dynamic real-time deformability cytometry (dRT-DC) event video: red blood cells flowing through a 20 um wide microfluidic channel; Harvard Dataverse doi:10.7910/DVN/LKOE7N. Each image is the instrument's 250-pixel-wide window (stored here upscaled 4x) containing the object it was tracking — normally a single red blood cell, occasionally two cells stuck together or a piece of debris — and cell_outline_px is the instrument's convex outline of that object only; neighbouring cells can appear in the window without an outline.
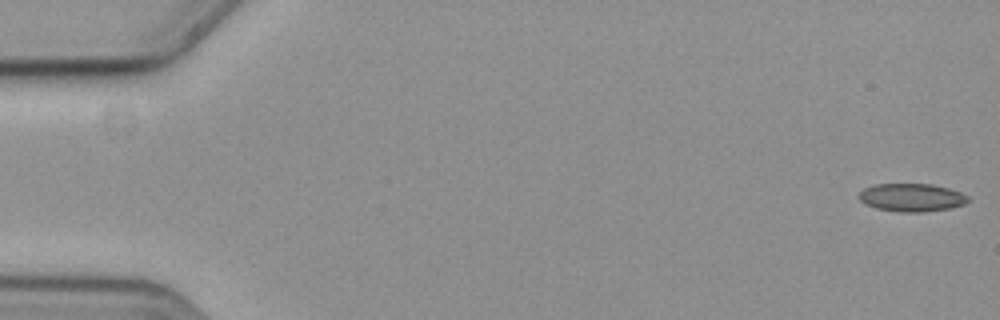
{"species": "common noctule bat (a hibernating species)", "species_latin": "Nyctalus noctula", "temperature_condition": "cold", "stored_images_in_passage": 58, "camera_frame_rate_fps": 3000, "um_per_image_px": 0.085, "animal": {"sex": "female", "body_mass_g": 19.3, "forearm_length_mm": 54.1}, "frame": {"image": 1, "passage_image": 1, "time_ms": 0.0, "image_size_px": [1000, 320], "cell_outline_px": [[968, 200], [964, 204], [948, 208], [920, 212], [900, 212], [876, 208], [860, 200], [860, 192], [864, 188], [876, 184], [928, 184], [948, 188], [960, 192], [968, 196]], "centroid_in_image_um": [77.49, 16.78], "position_along_channel_um": 7.5, "area_um2": 17.46}}
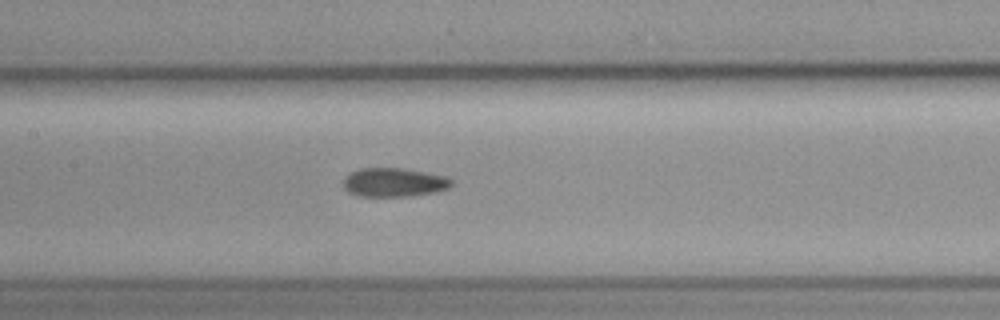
{"frame": {"image": 2, "passage_image": 28, "time_ms": 9.0, "image_size_px": [1000, 320], "cell_outline_px": [[452, 184], [448, 188], [436, 192], [408, 196], [360, 196], [348, 192], [344, 188], [344, 180], [352, 172], [360, 168], [404, 168], [444, 176], [452, 180]], "centroid_in_image_um": [33.49, 15.5], "position_along_channel_um": 173.9, "area_um2": 17.98}}
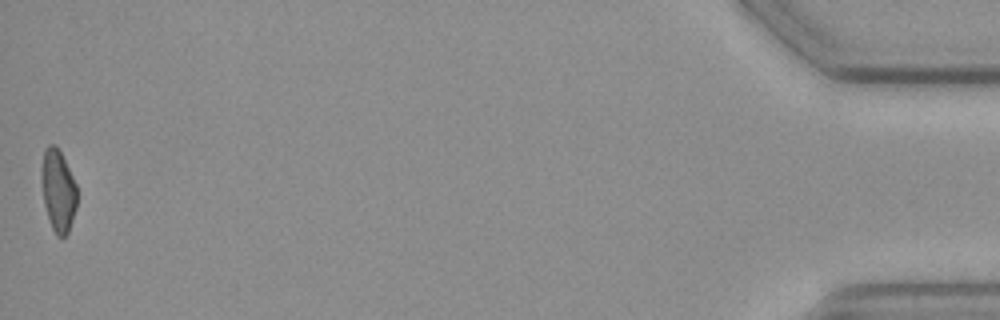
{"frame": {"image": 3, "passage_image": 58, "time_ms": 19.0, "image_size_px": [1000, 320], "cell_outline_px": [[76, 208], [68, 232], [60, 240], [56, 236], [52, 228], [44, 204], [44, 148], [48, 144], [52, 144], [60, 152], [76, 184]], "centroid_in_image_um": [4.98, 16.29], "position_along_channel_um": 430.2, "area_um2": 16.07}, "authors_computed_cell_mechanics": {"area_um2": 18.0914, "velocity_mm_per_s": 3.5923, "shape_relaxation_time_tau1_ms": 7.6039, "shape_relaxation_time_tau2_ms": 2.7861, "deformation_change_tau1": 0.1492, "deformation_change_tau2": 0.1024}}